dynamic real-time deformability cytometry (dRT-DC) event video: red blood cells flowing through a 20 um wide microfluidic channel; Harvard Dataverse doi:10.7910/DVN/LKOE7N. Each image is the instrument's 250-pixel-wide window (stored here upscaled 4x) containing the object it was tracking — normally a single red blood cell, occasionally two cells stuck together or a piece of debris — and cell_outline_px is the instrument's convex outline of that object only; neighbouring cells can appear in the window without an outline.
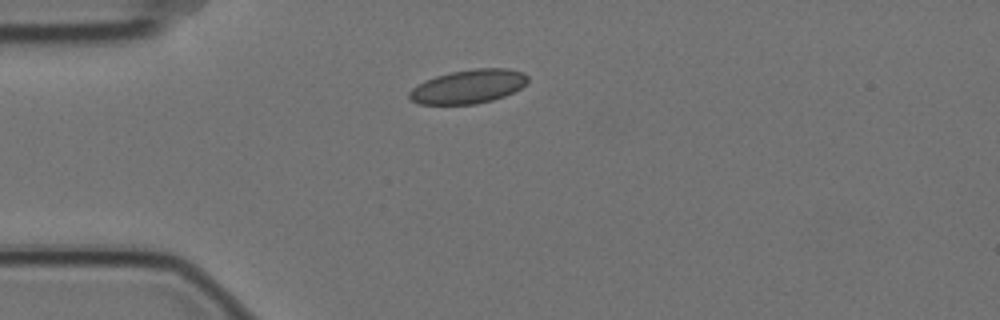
{"species": "Egyptian fruit bat (a non-hibernating species)", "species_latin": "Rousettus aegyptiacus", "temperature_condition": "cold", "stored_images_in_passage": 10, "camera_frame_rate_fps": 3000, "um_per_image_px": 0.085, "animal": {"sex": "female"}, "frame": {"image": 1, "passage_image": 1, "time_ms": 0.0, "image_size_px": [1000, 320], "cell_outline_px": [[528, 84], [504, 96], [492, 100], [476, 104], [416, 104], [408, 96], [408, 92], [412, 88], [436, 76], [452, 72], [476, 68], [508, 68], [524, 72], [528, 76]], "centroid_in_image_um": [39.85, 7.35], "position_along_channel_um": 45.2, "area_um2": 23.29}}
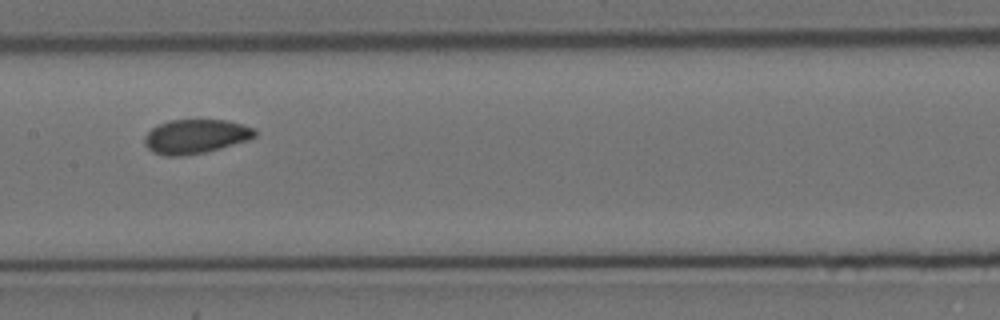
{"frame": {"image": 2, "passage_image": 5, "time_ms": 1.333, "image_size_px": [1000, 320], "cell_outline_px": [[256, 136], [248, 140], [220, 148], [204, 152], [180, 156], [168, 156], [156, 152], [148, 148], [144, 144], [144, 136], [152, 128], [168, 120], [228, 120], [256, 128]], "centroid_in_image_um": [16.65, 11.58], "position_along_channel_um": 190.8, "area_um2": 21.85}}
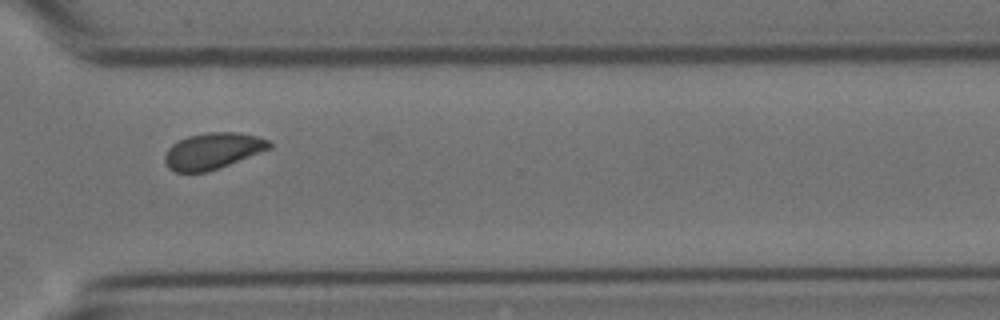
{"frame": {"image": 3, "passage_image": 9, "time_ms": 2.667, "image_size_px": [1000, 320], "cell_outline_px": [[272, 148], [220, 168], [208, 172], [176, 172], [168, 168], [164, 160], [164, 156], [168, 148], [172, 144], [188, 136], [208, 132], [236, 132], [256, 136], [268, 140], [272, 144]], "centroid_in_image_um": [18.08, 12.84], "position_along_channel_um": 352.5, "area_um2": 22.14}}